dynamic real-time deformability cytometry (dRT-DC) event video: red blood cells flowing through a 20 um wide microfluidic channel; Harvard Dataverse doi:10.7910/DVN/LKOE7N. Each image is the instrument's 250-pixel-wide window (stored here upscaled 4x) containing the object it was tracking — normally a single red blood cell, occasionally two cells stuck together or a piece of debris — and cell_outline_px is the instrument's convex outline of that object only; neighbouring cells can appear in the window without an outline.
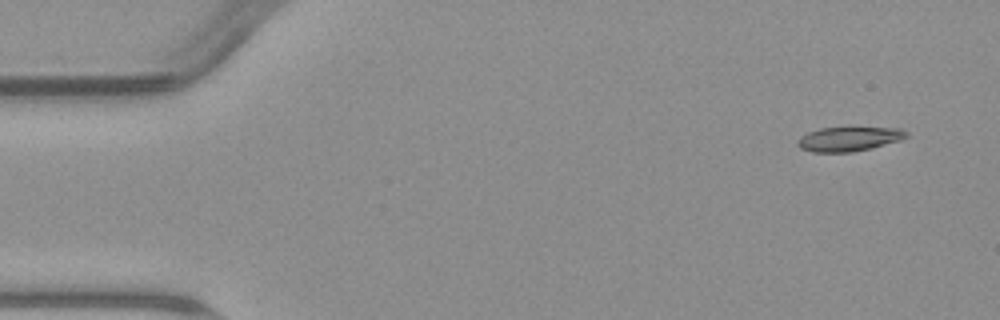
{"species": "common noctule bat (a hibernating species)", "species_latin": "Nyctalus noctula", "temperature_condition": "warm", "stored_images_in_passage": 5, "camera_frame_rate_fps": 3000, "um_per_image_px": 0.085, "animal": {"sex": "male", "body_mass_g": 23.1, "forearm_length_mm": 52.7}, "frame": {"image": 1, "passage_image": 1, "time_ms": 0.0, "image_size_px": [1000, 320], "cell_outline_px": [[908, 136], [900, 140], [872, 148], [852, 152], [812, 152], [800, 148], [796, 144], [796, 140], [800, 136], [808, 132], [820, 128], [848, 124], [852, 124], [904, 128], [908, 132]], "centroid_in_image_um": [72.2, 11.74], "position_along_channel_um": 12.8, "area_um2": 16.76}}
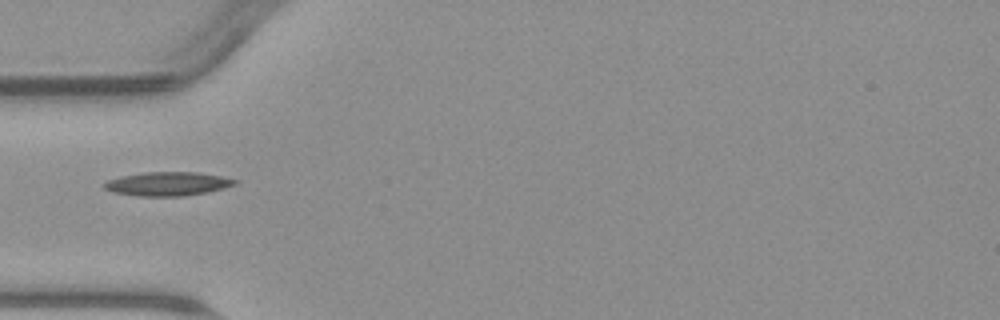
{"frame": {"image": 2, "passage_image": 5, "time_ms": 4.667, "image_size_px": [1000, 320], "cell_outline_px": [[240, 180], [236, 184], [208, 192], [184, 196], [136, 196], [112, 192], [104, 188], [104, 184], [108, 180], [120, 176], [144, 172], [196, 172], [220, 176]], "centroid_in_image_um": [14.24, 15.63], "position_along_channel_um": 70.8, "area_um2": 18.15}}